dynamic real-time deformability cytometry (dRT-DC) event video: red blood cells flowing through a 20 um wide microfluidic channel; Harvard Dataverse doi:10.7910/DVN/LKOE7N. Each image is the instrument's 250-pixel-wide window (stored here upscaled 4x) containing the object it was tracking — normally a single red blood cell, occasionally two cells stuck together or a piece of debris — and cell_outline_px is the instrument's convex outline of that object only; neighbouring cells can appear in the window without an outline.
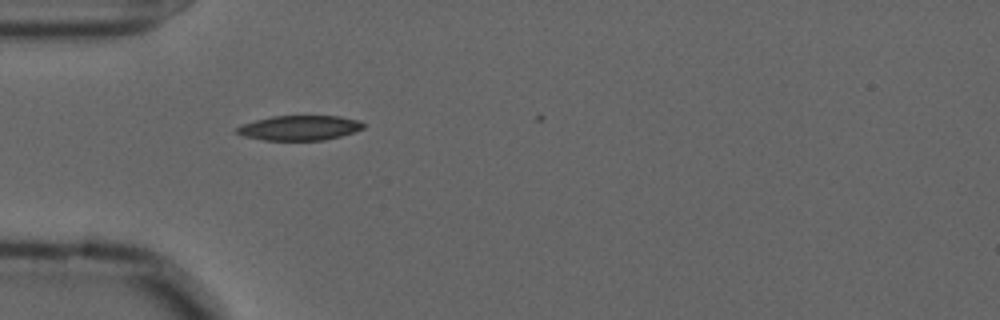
{"species": "common noctule bat (a hibernating species)", "species_latin": "Nyctalus noctula", "temperature_condition": "cold", "stored_images_in_passage": 4, "camera_frame_rate_fps": 3000, "um_per_image_px": 0.085, "animal": {"sex": "male", "forearm_length_mm": 52.5}, "frame": {"image": 1, "passage_image": 3, "time_ms": 0.667, "image_size_px": [1000, 320], "cell_outline_px": [[364, 128], [340, 136], [324, 140], [264, 140], [244, 136], [236, 132], [236, 128], [244, 124], [256, 120], [272, 116], [340, 116], [356, 120], [364, 124]], "centroid_in_image_um": [25.45, 10.87], "position_along_channel_um": 59.5, "area_um2": 18.03}}